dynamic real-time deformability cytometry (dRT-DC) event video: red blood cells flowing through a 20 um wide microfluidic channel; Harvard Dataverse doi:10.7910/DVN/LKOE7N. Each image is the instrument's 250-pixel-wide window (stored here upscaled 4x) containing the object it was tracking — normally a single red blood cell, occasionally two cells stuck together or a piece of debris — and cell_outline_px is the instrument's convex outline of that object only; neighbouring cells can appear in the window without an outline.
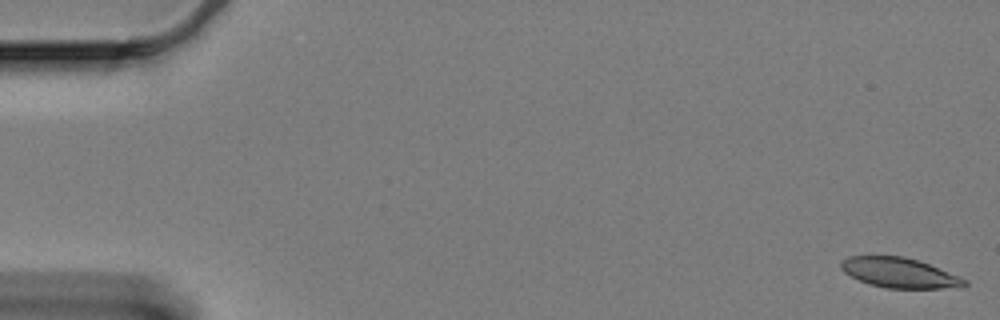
{"species": "Egyptian fruit bat (a non-hibernating species)", "species_latin": "Rousettus aegyptiacus", "temperature_condition": "cold", "stored_images_in_passage": 15, "camera_frame_rate_fps": 3000, "um_per_image_px": 0.085, "animal": {"sex": "female"}, "frame": {"image": 1, "passage_image": 1, "time_ms": 0.0, "image_size_px": [1000, 320], "cell_outline_px": [[968, 284], [964, 288], [884, 288], [868, 284], [844, 272], [840, 268], [840, 260], [848, 256], [904, 256], [928, 264], [968, 280]], "centroid_in_image_um": [76.45, 23.19], "position_along_channel_um": 8.6, "area_um2": 21.62}}
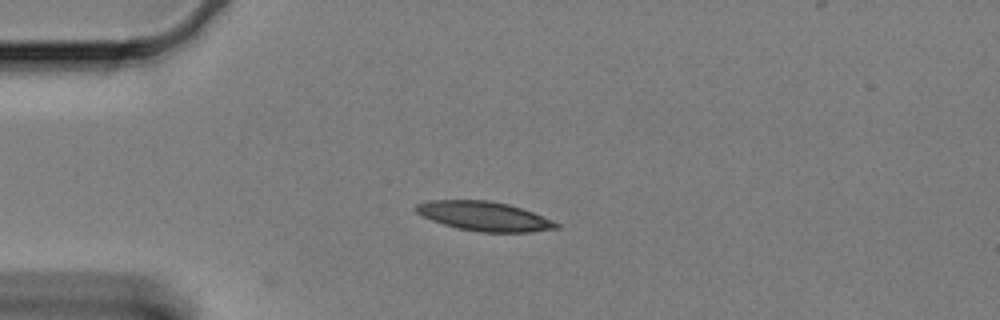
{"frame": {"image": 2, "passage_image": 15, "time_ms": 4.667, "image_size_px": [1000, 320], "cell_outline_px": [[560, 228], [532, 232], [480, 232], [456, 228], [432, 220], [416, 212], [416, 204], [428, 200], [488, 200], [508, 204], [532, 212], [552, 220], [560, 224]], "centroid_in_image_um": [41.17, 18.38], "position_along_channel_um": 43.8, "area_um2": 23.87}}